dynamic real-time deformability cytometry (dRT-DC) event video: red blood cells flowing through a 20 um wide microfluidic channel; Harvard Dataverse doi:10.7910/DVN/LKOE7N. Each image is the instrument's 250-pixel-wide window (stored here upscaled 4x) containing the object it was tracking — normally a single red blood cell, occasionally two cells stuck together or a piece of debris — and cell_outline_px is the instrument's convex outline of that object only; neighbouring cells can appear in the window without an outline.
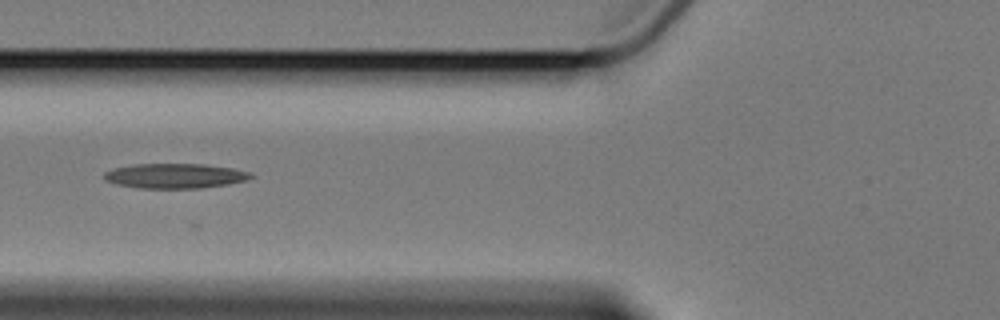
{"species": "Egyptian fruit bat (a non-hibernating species)", "species_latin": "Rousettus aegyptiacus", "temperature_condition": "cold", "stored_images_in_passage": 6, "camera_frame_rate_fps": 3000, "um_per_image_px": 0.085, "animal": {"sex": "female"}, "frame": {"image": 1, "passage_image": 3, "time_ms": 2.333, "image_size_px": [1000, 320], "cell_outline_px": [[256, 176], [248, 180], [228, 184], [200, 188], [140, 188], [116, 184], [104, 180], [104, 172], [116, 168], [136, 164], [204, 164], [232, 168], [252, 172]], "centroid_in_image_um": [14.93, 14.95], "position_along_channel_um": 110.9, "area_um2": 21.27}}
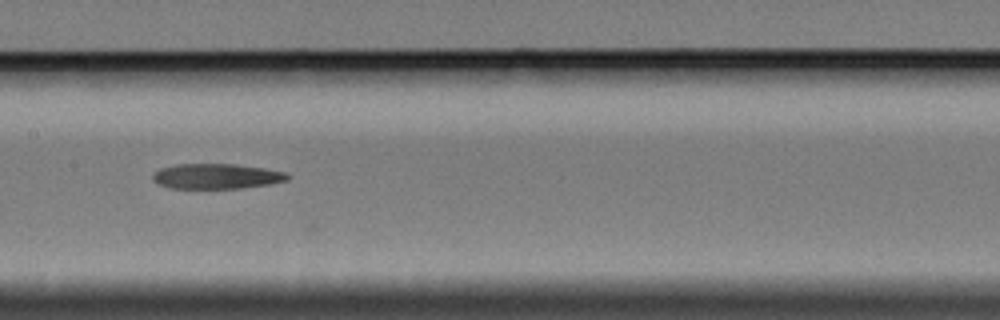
{"frame": {"image": 2, "passage_image": 5, "time_ms": 4.667, "image_size_px": [1000, 320], "cell_outline_px": [[292, 176], [288, 180], [268, 184], [240, 188], [168, 188], [152, 180], [152, 176], [160, 168], [176, 164], [236, 164], [264, 168], [288, 172]], "centroid_in_image_um": [18.44, 14.97], "position_along_channel_um": 189.0, "area_um2": 19.83}}
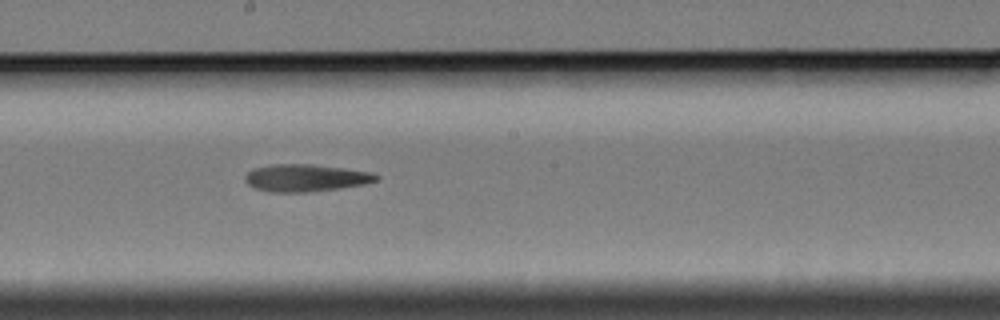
{"frame": {"image": 3, "passage_image": 6, "time_ms": 5.667, "image_size_px": [1000, 320], "cell_outline_px": [[380, 180], [364, 184], [340, 188], [308, 192], [268, 192], [256, 188], [248, 184], [244, 180], [244, 176], [248, 172], [256, 168], [272, 164], [308, 164], [372, 172], [380, 176]], "centroid_in_image_um": [25.99, 15.13], "position_along_channel_um": 222.2, "area_um2": 20.75}}